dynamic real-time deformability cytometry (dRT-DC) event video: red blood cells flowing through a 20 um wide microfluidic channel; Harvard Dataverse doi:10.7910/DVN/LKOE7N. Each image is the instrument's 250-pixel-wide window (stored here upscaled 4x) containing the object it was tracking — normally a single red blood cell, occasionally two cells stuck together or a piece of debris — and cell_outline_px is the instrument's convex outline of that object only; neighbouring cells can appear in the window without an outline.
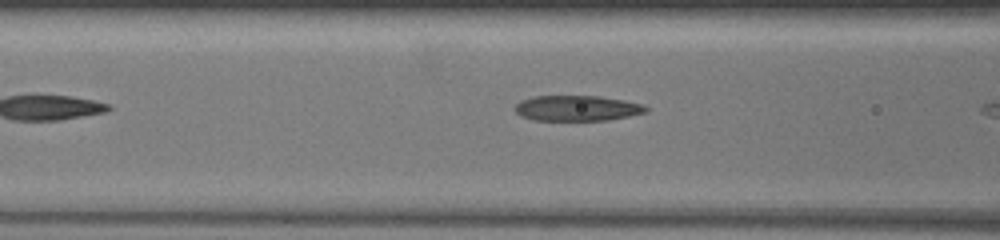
{"species": "common noctule bat (a hibernating species)", "species_latin": "Nyctalus noctula", "temperature_condition": "warm", "stored_images_in_passage": 8, "camera_frame_rate_fps": 3000, "um_per_image_px": 0.085, "animal": {"sex": "female", "body_mass_g": 19.5, "forearm_length_mm": 54.1}, "frame": {"image": 1, "passage_image": 6, "time_ms": 1.667, "image_size_px": [1000, 240], "cell_outline_px": [[648, 112], [608, 120], [532, 120], [520, 116], [516, 112], [516, 104], [520, 100], [532, 96], [600, 96], [624, 100], [640, 104], [648, 108]], "centroid_in_image_um": [49.03, 9.19], "position_along_channel_um": 117.6, "area_um2": 19.42}}